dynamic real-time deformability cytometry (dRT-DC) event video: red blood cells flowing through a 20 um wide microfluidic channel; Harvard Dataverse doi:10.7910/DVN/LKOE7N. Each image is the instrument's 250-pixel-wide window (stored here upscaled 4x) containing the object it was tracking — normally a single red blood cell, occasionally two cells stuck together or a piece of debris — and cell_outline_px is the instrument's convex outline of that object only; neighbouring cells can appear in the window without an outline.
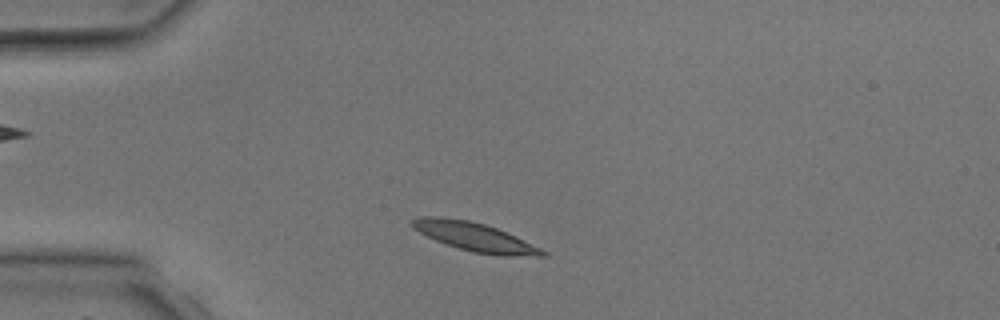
{"species": "common noctule bat (a hibernating species)", "species_latin": "Nyctalus noctula", "temperature_condition": "room temperature", "stored_images_in_passage": 3, "camera_frame_rate_fps": 3000, "um_per_image_px": 0.085, "animal": {"sex": "male", "body_mass_g": 17.9, "forearm_length_mm": 54.2}, "frame": {"image": 1, "passage_image": 3, "time_ms": 2.667, "image_size_px": [1000, 320], "cell_outline_px": [[548, 256], [500, 256], [472, 252], [436, 240], [412, 228], [408, 224], [412, 220], [420, 216], [440, 216], [468, 220], [484, 224], [496, 228], [516, 236], [548, 252]], "centroid_in_image_um": [40.36, 20.13], "position_along_channel_um": 44.6, "area_um2": 21.73}}